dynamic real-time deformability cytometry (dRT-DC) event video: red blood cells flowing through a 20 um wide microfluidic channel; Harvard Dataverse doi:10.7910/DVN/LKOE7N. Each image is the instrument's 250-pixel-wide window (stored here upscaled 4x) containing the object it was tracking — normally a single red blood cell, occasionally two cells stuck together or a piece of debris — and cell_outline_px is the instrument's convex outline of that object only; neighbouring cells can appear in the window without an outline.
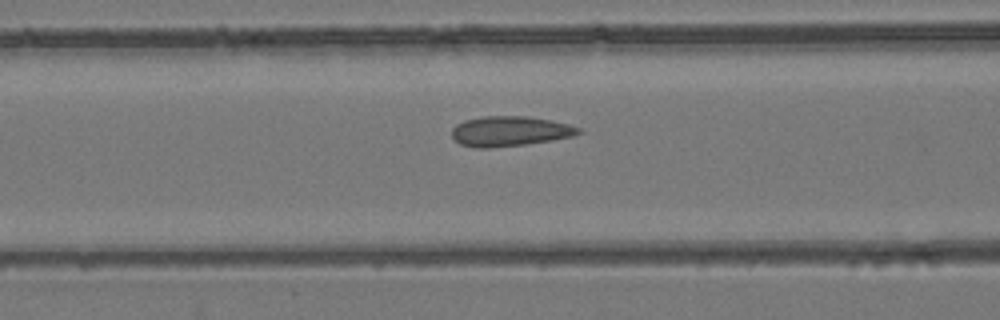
{"species": "common noctule bat (a hibernating species)", "species_latin": "Nyctalus noctula", "temperature_condition": "room temperature", "stored_images_in_passage": 44, "camera_frame_rate_fps": 3000, "um_per_image_px": 0.085, "animal": {"sex": "female", "body_mass_g": 24.6, "forearm_length_mm": 56.2}, "frame": {"image": 1, "passage_image": 14, "time_ms": 4.333, "image_size_px": [1000, 320], "cell_outline_px": [[584, 132], [572, 136], [552, 140], [524, 144], [488, 148], [476, 148], [460, 144], [452, 136], [452, 128], [456, 124], [464, 120], [484, 116], [528, 116], [552, 120], [568, 124], [580, 128]], "centroid_in_image_um": [43.34, 11.14], "position_along_channel_um": 123.3, "area_um2": 22.2}}
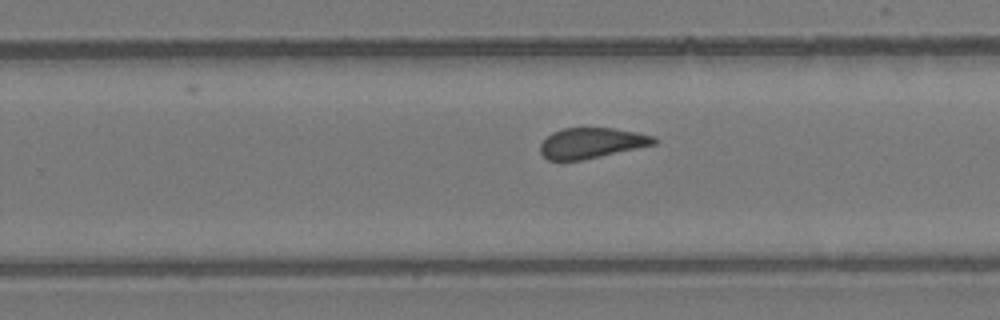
{"frame": {"image": 2, "passage_image": 26, "time_ms": 8.333, "image_size_px": [1000, 320], "cell_outline_px": [[660, 140], [656, 144], [600, 156], [580, 160], [548, 160], [540, 152], [540, 144], [552, 132], [564, 128], [616, 128], [640, 132], [652, 136]], "centroid_in_image_um": [50.31, 12.14], "position_along_channel_um": 279.5, "area_um2": 20.17}}
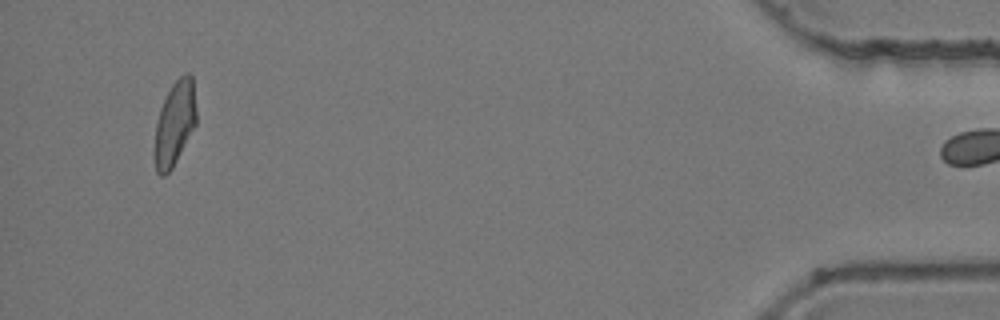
{"frame": {"image": 3, "passage_image": 43, "time_ms": 14.0, "image_size_px": [1000, 320], "cell_outline_px": [[196, 124], [172, 168], [164, 176], [160, 176], [156, 172], [156, 124], [160, 108], [172, 84], [184, 72], [188, 72], [192, 76], [196, 108]], "centroid_in_image_um": [14.88, 10.44], "position_along_channel_um": 420.3, "area_um2": 20.06}, "authors_computed_cell_mechanics": {"area_um2": 21.4727, "velocity_mm_per_s": 3.9221, "shape_relaxation_time_tau1_ms": null, "shape_relaxation_time_tau2_ms": 1.6418, "deformation_change_tau1": null, "deformation_change_tau2": 0.0656}}